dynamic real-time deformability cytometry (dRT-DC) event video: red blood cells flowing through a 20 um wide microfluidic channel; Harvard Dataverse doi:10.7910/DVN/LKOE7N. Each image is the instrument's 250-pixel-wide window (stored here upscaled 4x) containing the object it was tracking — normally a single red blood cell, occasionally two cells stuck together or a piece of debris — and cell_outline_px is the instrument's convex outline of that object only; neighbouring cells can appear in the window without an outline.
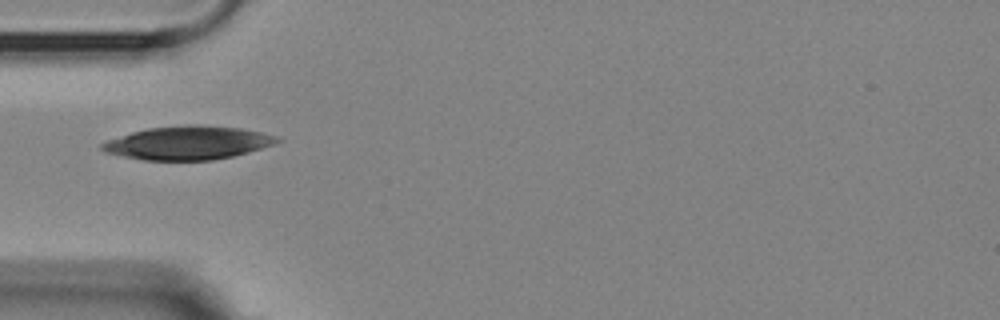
{"species": "Egyptian fruit bat (a non-hibernating species)", "species_latin": "Rousettus aegyptiacus", "temperature_condition": "room temperature", "stored_images_in_passage": 5, "camera_frame_rate_fps": 3000, "um_per_image_px": 0.085, "animal": {"sex": "female"}, "frame": {"image": 1, "passage_image": 1, "time_ms": 0.0, "image_size_px": [1000, 320], "cell_outline_px": [[284, 140], [276, 144], [248, 152], [232, 156], [212, 160], [144, 160], [124, 156], [108, 152], [100, 148], [100, 144], [108, 140], [132, 132], [148, 128], [188, 124], [200, 124], [240, 128], [280, 136]], "centroid_in_image_um": [16.05, 12.13], "position_along_channel_um": 69.0, "area_um2": 34.16}}
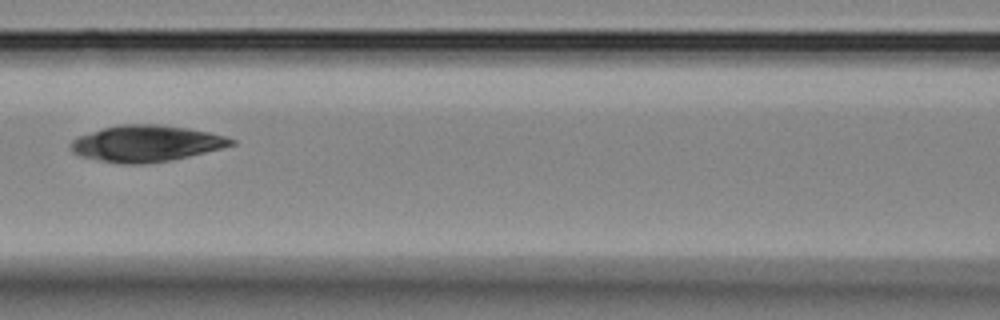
{"frame": {"image": 2, "passage_image": 3, "time_ms": 2.333, "image_size_px": [1000, 320], "cell_outline_px": [[236, 144], [172, 160], [140, 164], [124, 164], [100, 160], [80, 156], [72, 152], [68, 144], [72, 140], [80, 136], [104, 128], [120, 124], [156, 124], [188, 128], [208, 132], [224, 136], [236, 140]], "centroid_in_image_um": [12.41, 12.19], "position_along_channel_um": 154.2, "area_um2": 33.64}}
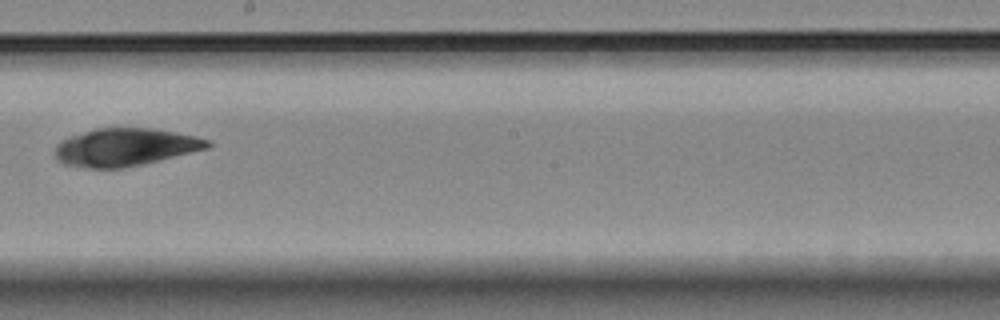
{"frame": {"image": 3, "passage_image": 5, "time_ms": 4.667, "image_size_px": [1000, 320], "cell_outline_px": [[212, 144], [208, 148], [160, 160], [124, 168], [88, 168], [60, 164], [56, 160], [52, 152], [56, 144], [60, 140], [96, 128], [156, 128], [196, 136], [212, 140]], "centroid_in_image_um": [10.61, 12.51], "position_along_channel_um": 237.6, "area_um2": 33.93}}